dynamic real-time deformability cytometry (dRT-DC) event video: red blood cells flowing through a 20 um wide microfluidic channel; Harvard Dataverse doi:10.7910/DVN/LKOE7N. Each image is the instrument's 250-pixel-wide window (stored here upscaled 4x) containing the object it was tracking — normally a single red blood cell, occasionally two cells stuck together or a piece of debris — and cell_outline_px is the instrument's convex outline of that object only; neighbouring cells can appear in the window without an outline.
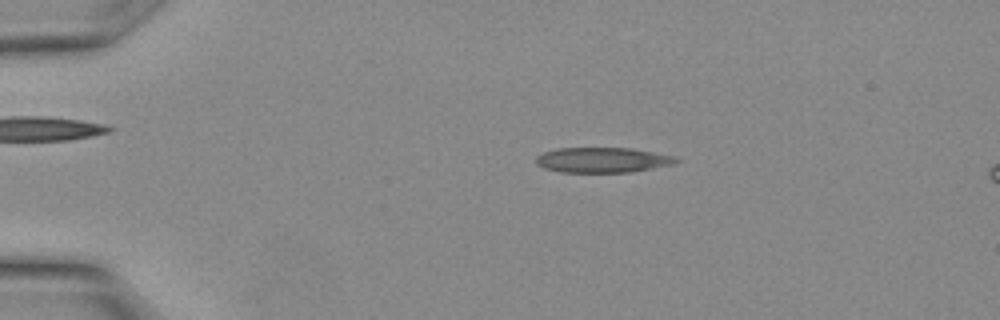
{"species": "Egyptian fruit bat (a non-hibernating species)", "species_latin": "Rousettus aegyptiacus", "temperature_condition": "warm", "stored_images_in_passage": 8, "camera_frame_rate_fps": 3000, "um_per_image_px": 0.085, "animal": {"sex": "female"}, "frame": {"image": 1, "passage_image": 1, "time_ms": 0.0, "image_size_px": [1000, 320], "cell_outline_px": [[680, 160], [672, 164], [632, 172], [560, 172], [544, 168], [536, 164], [536, 156], [544, 152], [556, 148], [632, 148], [676, 156]], "centroid_in_image_um": [51.21, 13.59], "position_along_channel_um": 33.8, "area_um2": 20.58}}
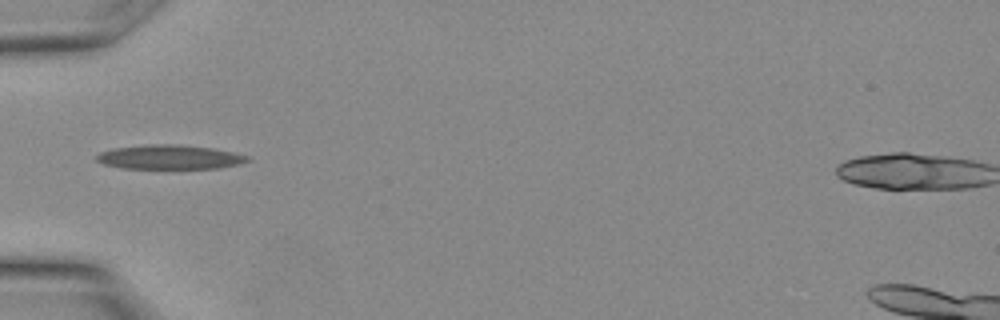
{"frame": {"image": 2, "passage_image": 5, "time_ms": 1.333, "image_size_px": [1000, 320], "cell_outline_px": [[252, 160], [220, 168], [120, 168], [104, 164], [96, 160], [96, 156], [100, 152], [112, 148], [152, 144], [176, 144], [212, 148], [232, 152], [248, 156]], "centroid_in_image_um": [14.39, 13.35], "position_along_channel_um": 70.6, "area_um2": 21.21}}
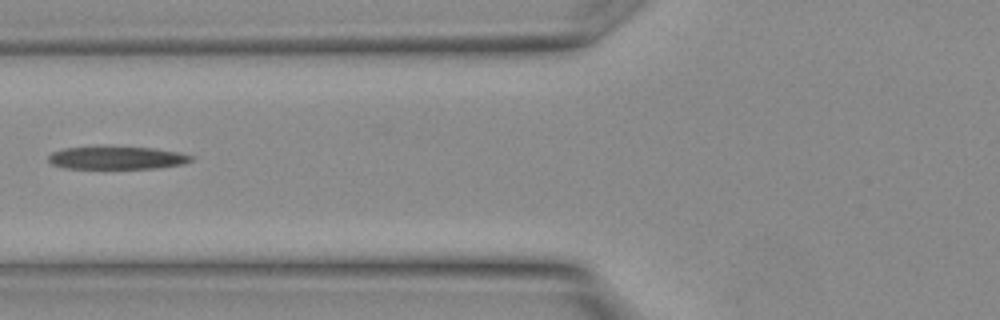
{"frame": {"image": 3, "passage_image": 7, "time_ms": 2.0, "image_size_px": [1000, 320], "cell_outline_px": [[196, 156], [192, 160], [184, 164], [160, 168], [64, 168], [52, 164], [48, 160], [48, 156], [52, 152], [64, 148], [104, 144], [152, 148], [180, 152]], "centroid_in_image_um": [9.94, 13.37], "position_along_channel_um": 115.9, "area_um2": 19.88}}